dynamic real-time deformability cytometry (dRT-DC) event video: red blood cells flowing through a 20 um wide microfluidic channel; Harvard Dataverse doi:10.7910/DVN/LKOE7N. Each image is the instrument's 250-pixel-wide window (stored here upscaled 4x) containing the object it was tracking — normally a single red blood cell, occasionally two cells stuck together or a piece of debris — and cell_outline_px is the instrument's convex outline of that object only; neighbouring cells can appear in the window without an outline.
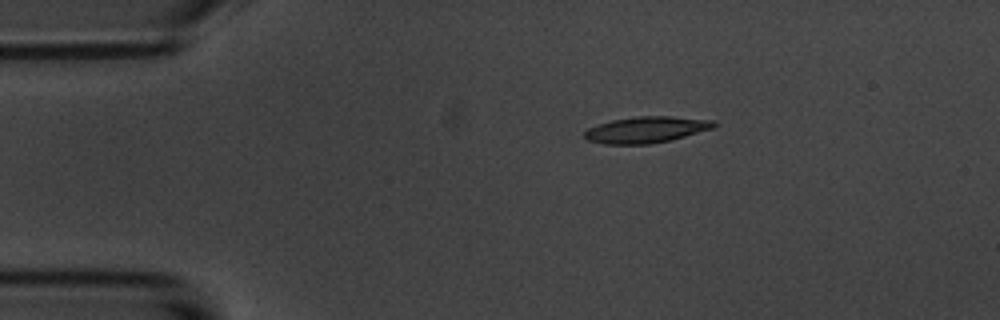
{"species": "common noctule bat (a hibernating species)", "species_latin": "Nyctalus noctula", "temperature_condition": "room temperature", "stored_images_in_passage": 47, "camera_frame_rate_fps": 3000, "um_per_image_px": 0.085, "animal": {"sex": "male", "body_mass_g": 20.1, "forearm_length_mm": 53.5}, "frame": {"image": 1, "passage_image": 1, "time_ms": 0.0, "image_size_px": [1000, 320], "cell_outline_px": [[716, 128], [668, 140], [648, 144], [604, 144], [588, 140], [584, 136], [584, 132], [588, 128], [596, 124], [612, 120], [636, 116], [672, 116], [716, 120]], "centroid_in_image_um": [54.94, 11.01], "position_along_channel_um": 30.1, "area_um2": 19.88}}
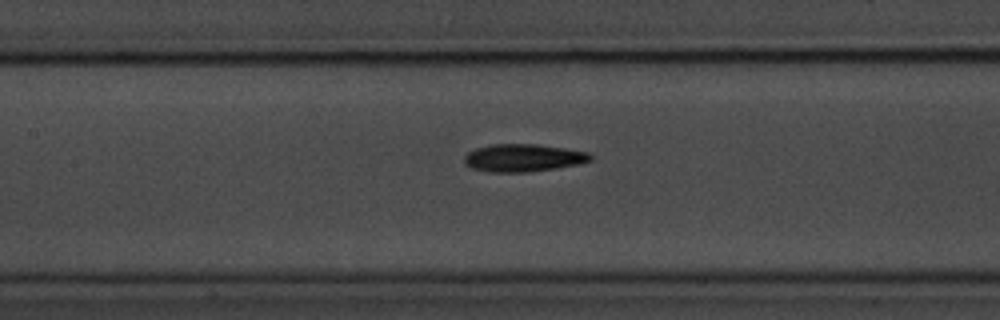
{"frame": {"image": 2, "passage_image": 16, "time_ms": 5.0, "image_size_px": [1000, 320], "cell_outline_px": [[592, 160], [580, 164], [556, 168], [524, 172], [488, 172], [472, 168], [464, 164], [464, 156], [468, 152], [476, 148], [492, 144], [536, 144], [564, 148], [588, 152], [592, 156]], "centroid_in_image_um": [44.46, 13.42], "position_along_channel_um": 162.9, "area_um2": 20.35}}
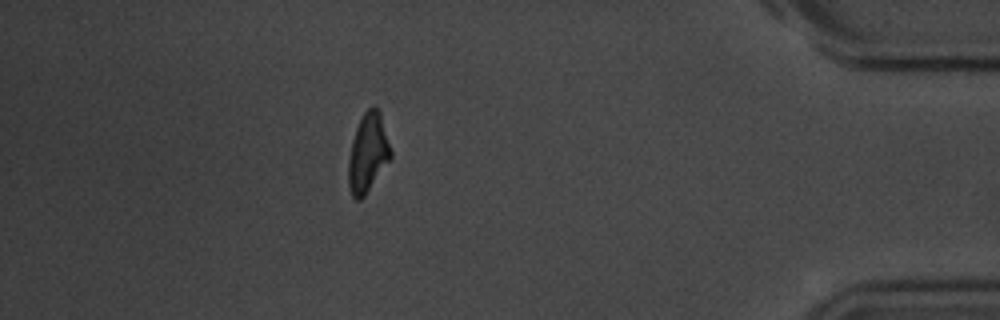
{"frame": {"image": 3, "passage_image": 40, "time_ms": 13.0, "image_size_px": [1000, 320], "cell_outline_px": [[392, 156], [364, 196], [360, 200], [356, 200], [352, 196], [348, 184], [348, 160], [352, 140], [356, 128], [364, 112], [372, 104], [380, 112], [392, 152]], "centroid_in_image_um": [31.26, 12.99], "position_along_channel_um": 403.9, "area_um2": 19.25}, "authors_computed_cell_mechanics": {"area_um2": 19.4786, "velocity_mm_per_s": 3.597, "shape_relaxation_time_tau1_ms": 3.9377, "shape_relaxation_time_tau2_ms": 4.5418, "deformation_change_tau1": 0.151, "deformation_change_tau2": 0.1293}}